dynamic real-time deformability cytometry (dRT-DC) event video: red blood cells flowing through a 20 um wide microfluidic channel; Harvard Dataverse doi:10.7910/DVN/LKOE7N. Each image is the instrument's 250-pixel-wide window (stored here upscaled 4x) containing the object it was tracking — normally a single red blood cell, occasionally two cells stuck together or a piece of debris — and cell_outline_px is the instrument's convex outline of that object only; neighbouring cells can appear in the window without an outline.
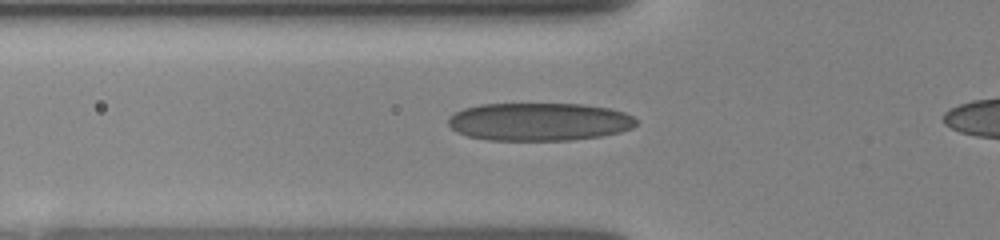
{"species": "human", "species_latin": "Homo sapiens", "temperature_condition": "room temperature", "stored_images_in_passage": 40, "camera_frame_rate_fps": 3000, "um_per_image_px": 0.085, "donor": {"sex": "female"}, "frame": {"image": 1, "passage_image": 3, "time_ms": 0.333, "image_size_px": [1000, 240], "cell_outline_px": [[636, 124], [632, 128], [620, 132], [600, 136], [568, 140], [488, 140], [468, 136], [456, 132], [448, 124], [448, 116], [464, 108], [480, 104], [580, 104], [608, 108], [624, 112], [632, 116], [636, 120]], "centroid_in_image_um": [45.8, 10.35], "position_along_channel_um": 80.0, "area_um2": 41.56}}
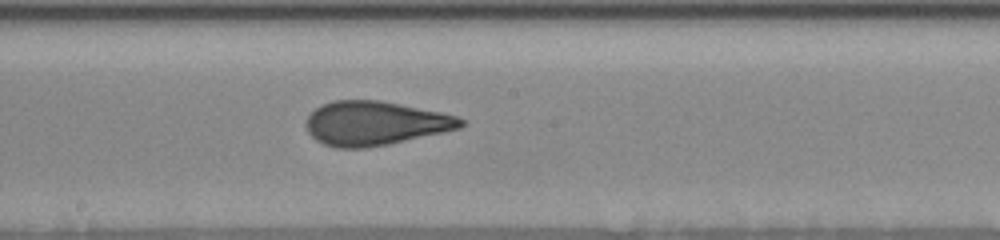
{"frame": {"image": 2, "passage_image": 22, "time_ms": 3.667, "image_size_px": [1000, 240], "cell_outline_px": [[468, 124], [460, 128], [444, 132], [388, 144], [364, 148], [336, 148], [324, 144], [316, 140], [308, 132], [308, 116], [316, 108], [332, 100], [380, 100], [440, 112], [456, 116], [464, 120]], "centroid_in_image_um": [31.91, 10.48], "position_along_channel_um": 216.3, "area_um2": 39.48}}
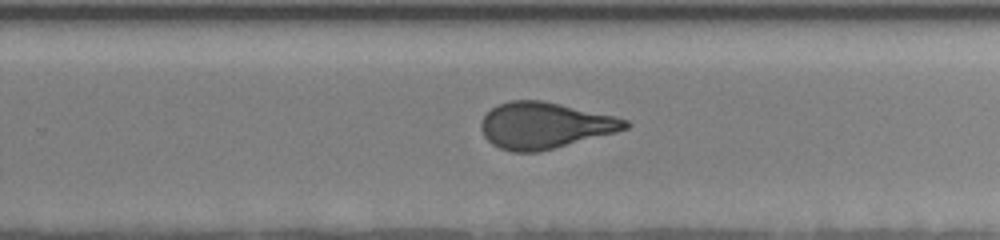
{"frame": {"image": 3, "passage_image": 36, "time_ms": 5.333, "image_size_px": [1000, 240], "cell_outline_px": [[632, 124], [628, 128], [616, 132], [536, 152], [512, 152], [500, 148], [492, 144], [484, 136], [480, 128], [480, 120], [492, 108], [500, 104], [512, 100], [544, 100], [616, 116], [628, 120]], "centroid_in_image_um": [46.3, 10.65], "position_along_channel_um": 283.5, "area_um2": 38.78}}